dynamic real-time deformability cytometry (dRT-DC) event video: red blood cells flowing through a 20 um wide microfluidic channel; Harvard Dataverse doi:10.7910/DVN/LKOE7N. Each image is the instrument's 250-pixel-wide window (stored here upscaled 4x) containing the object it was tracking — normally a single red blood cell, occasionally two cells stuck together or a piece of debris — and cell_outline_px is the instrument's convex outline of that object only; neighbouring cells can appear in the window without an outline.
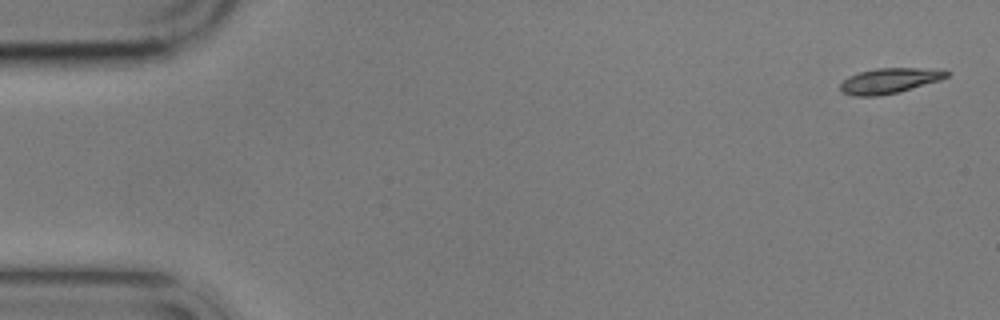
{"species": "common noctule bat (a hibernating species)", "species_latin": "Nyctalus noctula", "temperature_condition": "cold", "stored_images_in_passage": 5, "camera_frame_rate_fps": 3000, "um_per_image_px": 0.085, "animal": {"sex": "male", "body_mass_g": 17.9}, "frame": {"image": 1, "passage_image": 1, "time_ms": 0.0, "image_size_px": [1000, 320], "cell_outline_px": [[948, 76], [940, 80], [896, 92], [880, 96], [852, 96], [844, 92], [840, 88], [840, 84], [848, 76], [860, 72], [876, 68], [920, 68], [948, 72]], "centroid_in_image_um": [75.53, 6.86], "position_along_channel_um": 9.5, "area_um2": 15.26}}
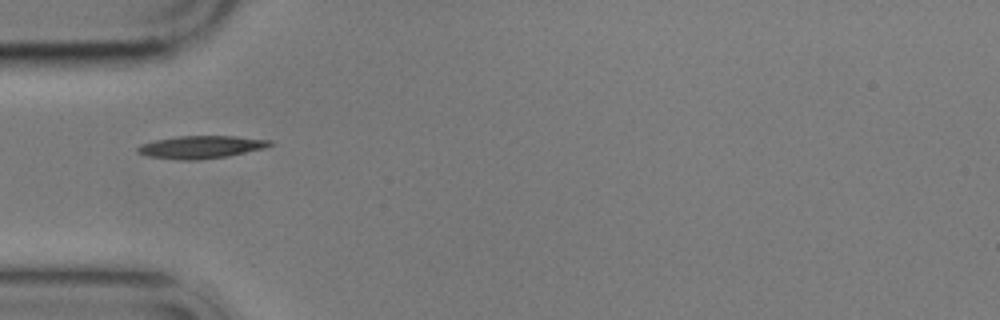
{"frame": {"image": 2, "passage_image": 5, "time_ms": 5.333, "image_size_px": [1000, 320], "cell_outline_px": [[272, 144], [264, 148], [228, 156], [196, 160], [184, 160], [148, 156], [136, 152], [136, 148], [140, 144], [156, 140], [180, 136], [236, 136], [272, 140]], "centroid_in_image_um": [17.08, 12.49], "position_along_channel_um": 67.9, "area_um2": 17.34}}